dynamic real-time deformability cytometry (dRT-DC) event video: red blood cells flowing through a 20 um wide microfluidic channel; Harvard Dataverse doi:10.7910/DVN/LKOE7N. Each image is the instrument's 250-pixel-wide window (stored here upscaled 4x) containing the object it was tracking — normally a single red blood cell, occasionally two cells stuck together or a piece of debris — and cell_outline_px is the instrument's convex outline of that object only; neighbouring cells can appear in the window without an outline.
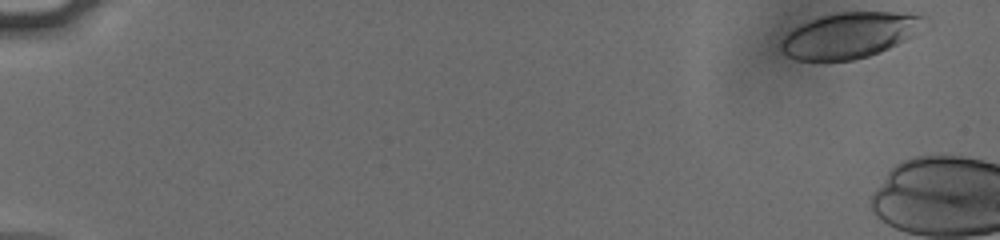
{"species": "human", "species_latin": "Homo sapiens", "temperature_condition": "cold", "stored_images_in_passage": 10, "camera_frame_rate_fps": 3000, "um_per_image_px": 0.085, "donor": {"sex": "male"}, "frame": {"image": 1, "passage_image": 1, "time_ms": 0.0, "image_size_px": [1000, 240], "cell_outline_px": [[924, 20], [912, 36], [880, 52], [868, 56], [852, 60], [796, 60], [788, 56], [780, 48], [784, 36], [792, 28], [800, 24], [824, 16], [840, 12], [892, 12], [924, 16]], "centroid_in_image_um": [72.15, 3.0], "position_along_channel_um": 12.8, "area_um2": 37.22}}